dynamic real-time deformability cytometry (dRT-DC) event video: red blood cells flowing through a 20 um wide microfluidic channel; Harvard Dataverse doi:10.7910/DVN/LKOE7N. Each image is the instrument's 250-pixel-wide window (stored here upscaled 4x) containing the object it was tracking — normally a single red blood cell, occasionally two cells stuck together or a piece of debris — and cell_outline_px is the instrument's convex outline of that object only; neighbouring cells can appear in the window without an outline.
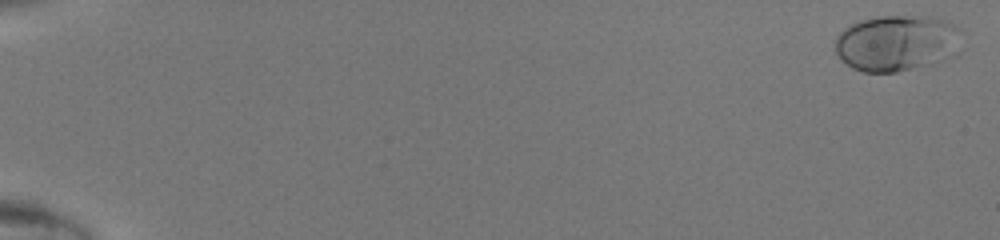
{"species": "human", "species_latin": "Homo sapiens", "temperature_condition": "room temperature", "stored_images_in_passage": 49, "camera_frame_rate_fps": 3000, "um_per_image_px": 0.085, "donor": {"sex": "male"}, "frame": {"image": 1, "passage_image": 2, "time_ms": 0.333, "image_size_px": [1000, 240], "cell_outline_px": [[960, 28], [924, 64], [912, 68], [896, 72], [864, 72], [852, 68], [836, 52], [836, 36], [844, 28], [852, 24], [864, 20], [880, 16], [932, 16], [948, 20]], "centroid_in_image_um": [75.9, 3.59], "position_along_channel_um": 9.1, "area_um2": 37.92}}
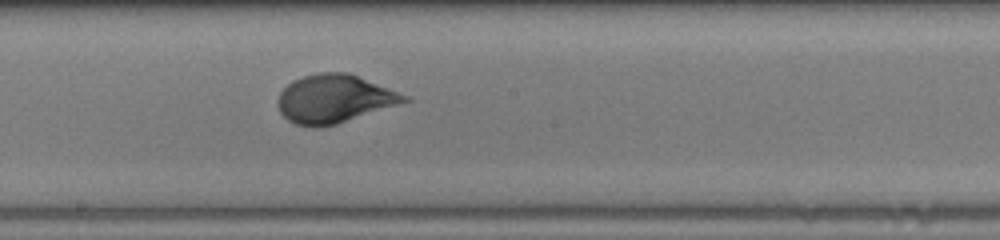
{"frame": {"image": 2, "passage_image": 30, "time_ms": 9.667, "image_size_px": [1000, 240], "cell_outline_px": [[412, 100], [336, 124], [320, 128], [316, 128], [296, 124], [288, 120], [280, 112], [276, 104], [276, 100], [280, 92], [292, 80], [304, 76], [320, 72], [348, 72], [412, 96]], "centroid_in_image_um": [28.43, 8.39], "position_along_channel_um": 219.8, "area_um2": 35.89}}
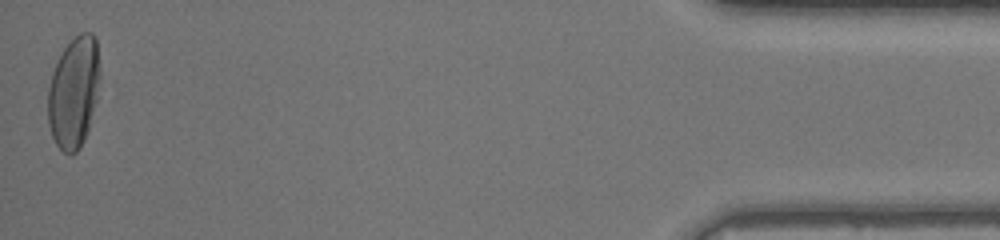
{"frame": {"image": 3, "passage_image": 49, "time_ms": 16.0, "image_size_px": [1000, 240], "cell_outline_px": [[100, 80], [96, 100], [88, 128], [84, 140], [80, 148], [72, 156], [68, 156], [56, 144], [52, 136], [48, 124], [48, 88], [52, 72], [64, 48], [80, 32], [92, 32], [96, 36], [100, 72]], "centroid_in_image_um": [6.28, 7.85], "position_along_channel_um": 428.9, "area_um2": 33.87}}